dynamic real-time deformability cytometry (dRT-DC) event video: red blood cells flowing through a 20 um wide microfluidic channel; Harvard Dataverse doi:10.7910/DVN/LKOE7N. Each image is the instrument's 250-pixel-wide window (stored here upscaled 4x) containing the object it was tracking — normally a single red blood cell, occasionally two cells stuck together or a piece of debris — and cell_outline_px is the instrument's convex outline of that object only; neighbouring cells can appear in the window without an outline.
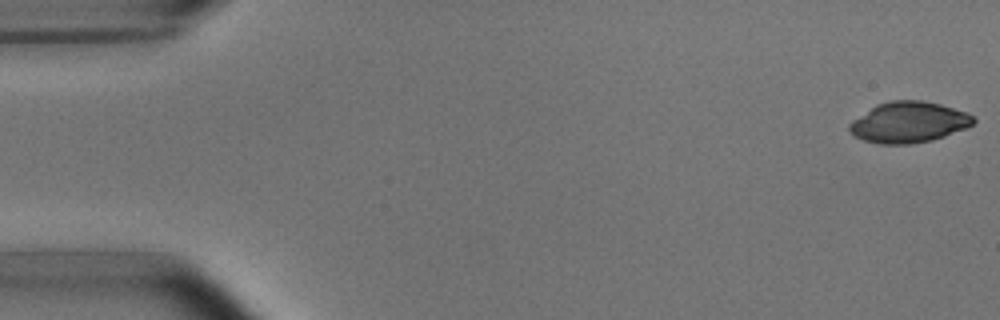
{"species": "common noctule bat (a hibernating species)", "species_latin": "Nyctalus noctula", "temperature_condition": "room temperature", "stored_images_in_passage": 4, "camera_frame_rate_fps": 3000, "um_per_image_px": 0.085, "animal": {"sex": "male", "body_mass_g": 15.6}, "frame": {"image": 1, "passage_image": 1, "time_ms": 0.0, "image_size_px": [1000, 320], "cell_outline_px": [[976, 120], [968, 128], [932, 140], [912, 144], [880, 144], [864, 140], [852, 136], [848, 128], [848, 124], [852, 120], [876, 104], [888, 100], [920, 100], [940, 104], [968, 112]], "centroid_in_image_um": [77.22, 10.39], "position_along_channel_um": 7.8, "area_um2": 29.82}}